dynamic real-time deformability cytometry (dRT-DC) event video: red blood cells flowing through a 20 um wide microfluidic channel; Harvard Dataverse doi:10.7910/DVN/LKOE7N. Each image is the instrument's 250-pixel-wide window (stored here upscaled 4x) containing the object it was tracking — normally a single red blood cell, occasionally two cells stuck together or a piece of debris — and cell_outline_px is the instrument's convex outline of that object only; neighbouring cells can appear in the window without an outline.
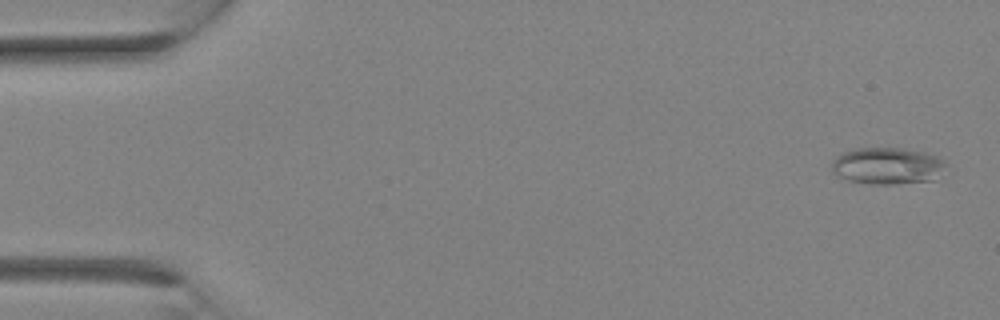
{"species": "Egyptian fruit bat (a non-hibernating species)", "species_latin": "Rousettus aegyptiacus", "temperature_condition": "room temperature", "stored_images_in_passage": 2, "camera_frame_rate_fps": 3000, "um_per_image_px": 0.085, "animal": {"sex": "female"}, "frame": {"image": 1, "passage_image": 1, "time_ms": 0.0, "image_size_px": [1000, 320], "cell_outline_px": [[944, 164], [932, 180], [896, 184], [872, 184], [848, 180], [836, 176], [832, 172], [832, 160], [840, 152], [856, 148], [900, 148], [924, 152], [940, 156]], "centroid_in_image_um": [75.32, 14.09], "position_along_channel_um": 9.7, "area_um2": 24.33}}